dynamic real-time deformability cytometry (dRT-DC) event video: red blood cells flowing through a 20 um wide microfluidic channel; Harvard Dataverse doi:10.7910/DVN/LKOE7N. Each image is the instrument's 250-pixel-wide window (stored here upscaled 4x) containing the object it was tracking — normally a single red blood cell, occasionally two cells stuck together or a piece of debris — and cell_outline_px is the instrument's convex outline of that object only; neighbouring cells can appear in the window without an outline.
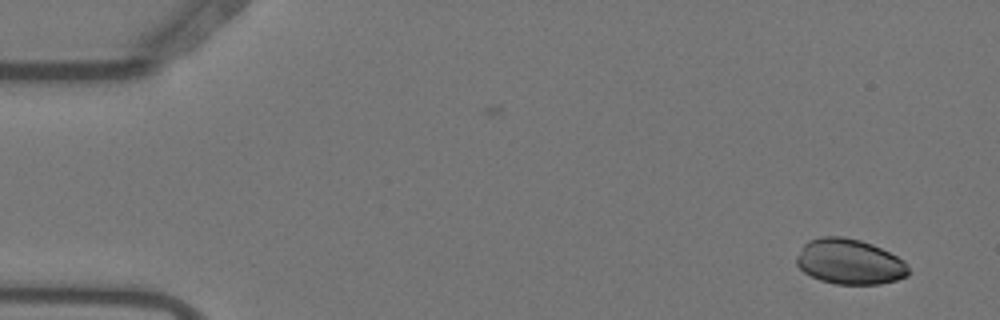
{"species": "Egyptian fruit bat (a non-hibernating species)", "species_latin": "Rousettus aegyptiacus", "temperature_condition": "warm", "stored_images_in_passage": 3, "camera_frame_rate_fps": 3000, "um_per_image_px": 0.085, "animal": {"sex": "female"}, "frame": {"image": 1, "passage_image": 3, "time_ms": 0.667, "image_size_px": [1000, 320], "cell_outline_px": [[908, 276], [896, 280], [880, 284], [836, 284], [820, 280], [804, 272], [796, 264], [796, 256], [804, 244], [808, 240], [820, 236], [844, 236], [860, 240], [872, 244], [904, 260], [908, 268]], "centroid_in_image_um": [72.19, 22.24], "position_along_channel_um": 12.8, "area_um2": 29.59}}